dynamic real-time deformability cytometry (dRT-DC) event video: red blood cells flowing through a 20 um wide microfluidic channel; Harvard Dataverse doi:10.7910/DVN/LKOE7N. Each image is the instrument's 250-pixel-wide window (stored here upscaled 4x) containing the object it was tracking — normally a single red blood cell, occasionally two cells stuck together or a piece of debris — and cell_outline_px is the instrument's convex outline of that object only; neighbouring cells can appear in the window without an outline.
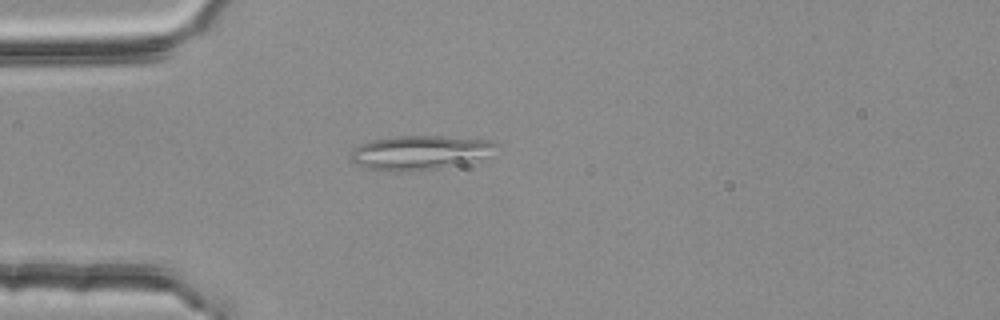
{"species": "common noctule bat (a hibernating species)", "species_latin": "Nyctalus noctula", "temperature_condition": "room temperature", "stored_images_in_passage": 3, "camera_frame_rate_fps": 3000, "um_per_image_px": 0.085, "animal": {"sex": "female", "body_mass_g": 25.1}, "frame": {"image": 1, "passage_image": 3, "time_ms": 0.667, "image_size_px": [1000, 320], "cell_outline_px": [[500, 144], [476, 156], [440, 168], [412, 172], [396, 172], [364, 168], [352, 160], [352, 148], [360, 144], [372, 140], [396, 136], [444, 136], [496, 140]], "centroid_in_image_um": [35.52, 12.95], "position_along_channel_um": 49.5, "area_um2": 28.15}}